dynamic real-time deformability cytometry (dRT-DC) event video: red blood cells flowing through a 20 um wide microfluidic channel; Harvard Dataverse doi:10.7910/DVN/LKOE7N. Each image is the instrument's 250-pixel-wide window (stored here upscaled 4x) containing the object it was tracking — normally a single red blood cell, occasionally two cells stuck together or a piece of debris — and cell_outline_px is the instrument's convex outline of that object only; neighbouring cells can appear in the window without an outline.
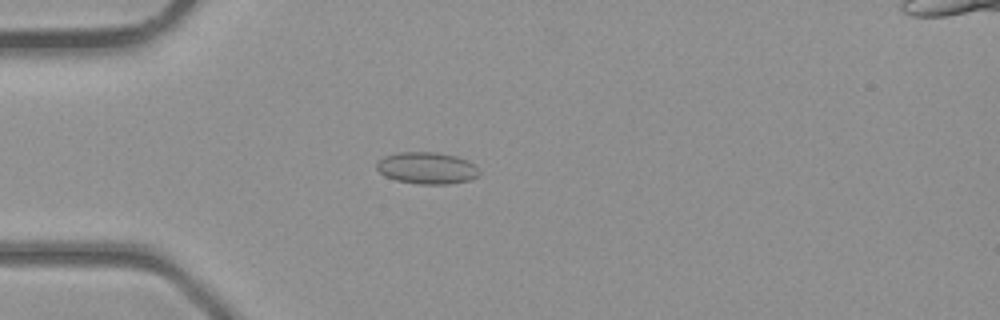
{"species": "common noctule bat (a hibernating species)", "species_latin": "Nyctalus noctula", "temperature_condition": "room temperature", "stored_images_in_passage": 30, "camera_frame_rate_fps": 3000, "um_per_image_px": 0.085, "animal": {"sex": "male", "body_mass_g": 23.1, "forearm_length_mm": 52.7}, "frame": {"image": 1, "passage_image": 1, "time_ms": 0.0, "image_size_px": [1000, 320], "cell_outline_px": [[480, 176], [468, 180], [448, 184], [420, 184], [396, 180], [384, 176], [376, 168], [376, 164], [384, 156], [400, 152], [436, 152], [456, 156], [468, 160], [476, 164], [480, 172]], "centroid_in_image_um": [36.32, 14.28], "position_along_channel_um": 48.7, "area_um2": 19.13}}
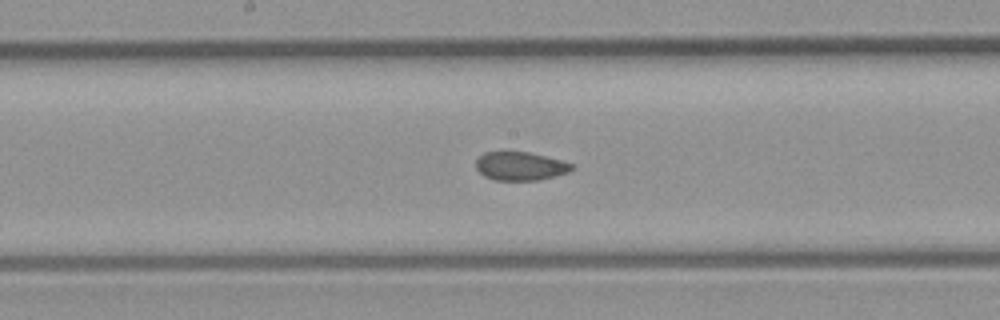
{"frame": {"image": 2, "passage_image": 11, "time_ms": 3.333, "image_size_px": [1000, 320], "cell_outline_px": [[576, 168], [568, 172], [536, 180], [496, 180], [484, 176], [476, 168], [476, 160], [484, 152], [528, 152], [548, 156], [572, 164]], "centroid_in_image_um": [44.22, 14.11], "position_along_channel_um": 204.0, "area_um2": 15.78}}
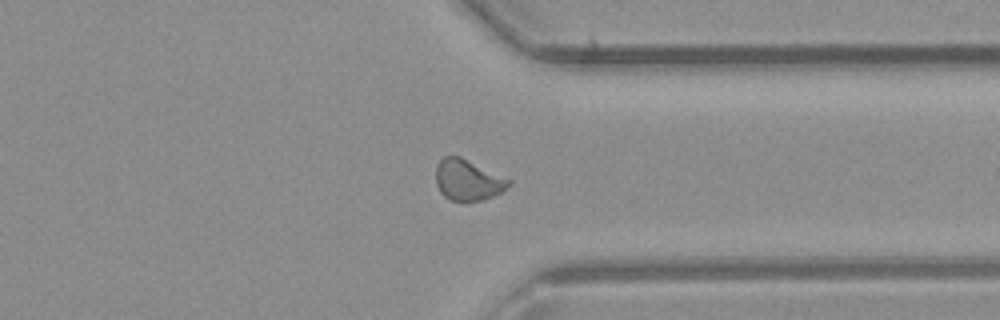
{"frame": {"image": 3, "passage_image": 21, "time_ms": 6.667, "image_size_px": [1000, 320], "cell_outline_px": [[512, 184], [500, 192], [484, 200], [452, 200], [444, 196], [440, 192], [436, 184], [436, 164], [444, 156], [460, 156], [512, 180]], "centroid_in_image_um": [39.76, 15.28], "position_along_channel_um": 371.6, "area_um2": 17.28}}